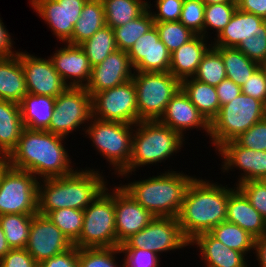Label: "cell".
I'll use <instances>...</instances> for the list:
<instances>
[{"label": "cell", "instance_id": "6da1fadb", "mask_svg": "<svg viewBox=\"0 0 266 267\" xmlns=\"http://www.w3.org/2000/svg\"><path fill=\"white\" fill-rule=\"evenodd\" d=\"M66 140L70 141L49 131L24 128L8 155L10 166L30 172L38 180L71 174L79 166H75Z\"/></svg>", "mask_w": 266, "mask_h": 267}, {"label": "cell", "instance_id": "7a4b0ae2", "mask_svg": "<svg viewBox=\"0 0 266 267\" xmlns=\"http://www.w3.org/2000/svg\"><path fill=\"white\" fill-rule=\"evenodd\" d=\"M219 181L214 182L210 176L209 179L206 176H195L190 182L177 217L182 232L189 241L226 221L228 198L237 186L231 184V187L229 183Z\"/></svg>", "mask_w": 266, "mask_h": 267}, {"label": "cell", "instance_id": "3957f363", "mask_svg": "<svg viewBox=\"0 0 266 267\" xmlns=\"http://www.w3.org/2000/svg\"><path fill=\"white\" fill-rule=\"evenodd\" d=\"M172 166L157 172V175L141 178L140 174L137 180L132 173H121L116 180L122 179L119 180V185L155 217H178L185 192L197 175H191L190 171L184 173L183 170H177V167L171 168Z\"/></svg>", "mask_w": 266, "mask_h": 267}, {"label": "cell", "instance_id": "277c9868", "mask_svg": "<svg viewBox=\"0 0 266 267\" xmlns=\"http://www.w3.org/2000/svg\"><path fill=\"white\" fill-rule=\"evenodd\" d=\"M103 171L94 166L79 167L62 177L39 180L38 213L46 215L63 208L84 210L110 184Z\"/></svg>", "mask_w": 266, "mask_h": 267}, {"label": "cell", "instance_id": "5b68a950", "mask_svg": "<svg viewBox=\"0 0 266 267\" xmlns=\"http://www.w3.org/2000/svg\"><path fill=\"white\" fill-rule=\"evenodd\" d=\"M186 143V139L159 120L140 121L135 124L132 136L129 166L122 173L136 175V172L139 173L137 170L143 171L145 166L151 168L159 164L161 166V163L163 167L166 160H174L173 156L182 153L181 149Z\"/></svg>", "mask_w": 266, "mask_h": 267}, {"label": "cell", "instance_id": "8992f818", "mask_svg": "<svg viewBox=\"0 0 266 267\" xmlns=\"http://www.w3.org/2000/svg\"><path fill=\"white\" fill-rule=\"evenodd\" d=\"M135 125L104 121L91 117L83 137L94 147L96 155L106 160L112 175L118 176L129 166L132 156V136Z\"/></svg>", "mask_w": 266, "mask_h": 267}, {"label": "cell", "instance_id": "52a82bcc", "mask_svg": "<svg viewBox=\"0 0 266 267\" xmlns=\"http://www.w3.org/2000/svg\"><path fill=\"white\" fill-rule=\"evenodd\" d=\"M265 117L266 105L241 93L232 102L222 105L210 123L209 144L216 151L221 145L235 140Z\"/></svg>", "mask_w": 266, "mask_h": 267}, {"label": "cell", "instance_id": "ba28073f", "mask_svg": "<svg viewBox=\"0 0 266 267\" xmlns=\"http://www.w3.org/2000/svg\"><path fill=\"white\" fill-rule=\"evenodd\" d=\"M83 213V229L73 245L78 248L117 247L114 184H109Z\"/></svg>", "mask_w": 266, "mask_h": 267}, {"label": "cell", "instance_id": "9c48e42d", "mask_svg": "<svg viewBox=\"0 0 266 267\" xmlns=\"http://www.w3.org/2000/svg\"><path fill=\"white\" fill-rule=\"evenodd\" d=\"M132 80L139 122L159 120L171 98L181 88V81L170 72H134Z\"/></svg>", "mask_w": 266, "mask_h": 267}, {"label": "cell", "instance_id": "30bf717a", "mask_svg": "<svg viewBox=\"0 0 266 267\" xmlns=\"http://www.w3.org/2000/svg\"><path fill=\"white\" fill-rule=\"evenodd\" d=\"M91 117L92 97L90 93L85 87H68L56 97L52 119L46 131L68 139L72 134L76 135L75 132L83 135Z\"/></svg>", "mask_w": 266, "mask_h": 267}, {"label": "cell", "instance_id": "8fae6325", "mask_svg": "<svg viewBox=\"0 0 266 267\" xmlns=\"http://www.w3.org/2000/svg\"><path fill=\"white\" fill-rule=\"evenodd\" d=\"M189 245L190 241L184 236L177 217H155L141 231L119 245V248H139L153 251L159 256L165 253L167 256L177 250H189Z\"/></svg>", "mask_w": 266, "mask_h": 267}, {"label": "cell", "instance_id": "7c38bea8", "mask_svg": "<svg viewBox=\"0 0 266 267\" xmlns=\"http://www.w3.org/2000/svg\"><path fill=\"white\" fill-rule=\"evenodd\" d=\"M38 183L32 173L9 166L0 179V215L38 213Z\"/></svg>", "mask_w": 266, "mask_h": 267}, {"label": "cell", "instance_id": "4fadbf2b", "mask_svg": "<svg viewBox=\"0 0 266 267\" xmlns=\"http://www.w3.org/2000/svg\"><path fill=\"white\" fill-rule=\"evenodd\" d=\"M92 117L135 125L139 122L136 89L129 80L92 96Z\"/></svg>", "mask_w": 266, "mask_h": 267}, {"label": "cell", "instance_id": "5bb4252c", "mask_svg": "<svg viewBox=\"0 0 266 267\" xmlns=\"http://www.w3.org/2000/svg\"><path fill=\"white\" fill-rule=\"evenodd\" d=\"M215 153L222 160L219 169L223 175L229 173L232 176L230 172L238 170L235 186L246 181L261 180L266 176V151L242 147L232 140L221 145Z\"/></svg>", "mask_w": 266, "mask_h": 267}, {"label": "cell", "instance_id": "9a60e30c", "mask_svg": "<svg viewBox=\"0 0 266 267\" xmlns=\"http://www.w3.org/2000/svg\"><path fill=\"white\" fill-rule=\"evenodd\" d=\"M87 0H29L35 14L50 28L57 42L67 43L72 38L74 25Z\"/></svg>", "mask_w": 266, "mask_h": 267}, {"label": "cell", "instance_id": "2e32d148", "mask_svg": "<svg viewBox=\"0 0 266 267\" xmlns=\"http://www.w3.org/2000/svg\"><path fill=\"white\" fill-rule=\"evenodd\" d=\"M19 58L27 93L56 98L68 88L48 56L44 58L19 49Z\"/></svg>", "mask_w": 266, "mask_h": 267}, {"label": "cell", "instance_id": "e0dca14e", "mask_svg": "<svg viewBox=\"0 0 266 267\" xmlns=\"http://www.w3.org/2000/svg\"><path fill=\"white\" fill-rule=\"evenodd\" d=\"M74 245L46 215L36 213L31 222L26 251L40 264Z\"/></svg>", "mask_w": 266, "mask_h": 267}, {"label": "cell", "instance_id": "ac0fdd59", "mask_svg": "<svg viewBox=\"0 0 266 267\" xmlns=\"http://www.w3.org/2000/svg\"><path fill=\"white\" fill-rule=\"evenodd\" d=\"M114 208L117 246L146 227L155 216L143 208L118 183L114 182Z\"/></svg>", "mask_w": 266, "mask_h": 267}, {"label": "cell", "instance_id": "d6986e66", "mask_svg": "<svg viewBox=\"0 0 266 267\" xmlns=\"http://www.w3.org/2000/svg\"><path fill=\"white\" fill-rule=\"evenodd\" d=\"M159 121L176 131L186 140L189 138V134L187 133H191L195 129L204 133L202 136L205 135L207 138L210 136V123L191 103L188 95L182 88L171 98L167 104L165 113Z\"/></svg>", "mask_w": 266, "mask_h": 267}, {"label": "cell", "instance_id": "ffe728a7", "mask_svg": "<svg viewBox=\"0 0 266 267\" xmlns=\"http://www.w3.org/2000/svg\"><path fill=\"white\" fill-rule=\"evenodd\" d=\"M134 72H169L171 53L155 25L140 36L128 52Z\"/></svg>", "mask_w": 266, "mask_h": 267}, {"label": "cell", "instance_id": "44dd1931", "mask_svg": "<svg viewBox=\"0 0 266 267\" xmlns=\"http://www.w3.org/2000/svg\"><path fill=\"white\" fill-rule=\"evenodd\" d=\"M59 46L48 56L54 69L68 87H86L91 78L92 66L85 52L79 45L60 43Z\"/></svg>", "mask_w": 266, "mask_h": 267}, {"label": "cell", "instance_id": "7402d4cb", "mask_svg": "<svg viewBox=\"0 0 266 267\" xmlns=\"http://www.w3.org/2000/svg\"><path fill=\"white\" fill-rule=\"evenodd\" d=\"M134 67L128 52L117 49L103 62L92 67L91 78L85 87L91 97L100 91L111 89L133 78Z\"/></svg>", "mask_w": 266, "mask_h": 267}, {"label": "cell", "instance_id": "603a6c76", "mask_svg": "<svg viewBox=\"0 0 266 267\" xmlns=\"http://www.w3.org/2000/svg\"><path fill=\"white\" fill-rule=\"evenodd\" d=\"M189 248H196L199 252L196 255L200 262L204 261V267H251L252 261L243 253L228 248L209 232L195 236Z\"/></svg>", "mask_w": 266, "mask_h": 267}, {"label": "cell", "instance_id": "cb8c5ba5", "mask_svg": "<svg viewBox=\"0 0 266 267\" xmlns=\"http://www.w3.org/2000/svg\"><path fill=\"white\" fill-rule=\"evenodd\" d=\"M226 221L238 225L254 238L266 234V220L250 204L247 197L238 187L229 195Z\"/></svg>", "mask_w": 266, "mask_h": 267}, {"label": "cell", "instance_id": "d4e9b609", "mask_svg": "<svg viewBox=\"0 0 266 267\" xmlns=\"http://www.w3.org/2000/svg\"><path fill=\"white\" fill-rule=\"evenodd\" d=\"M212 46V41L202 35H195L179 49L171 53V63L169 72L180 81L193 77L199 67V64Z\"/></svg>", "mask_w": 266, "mask_h": 267}, {"label": "cell", "instance_id": "484cf974", "mask_svg": "<svg viewBox=\"0 0 266 267\" xmlns=\"http://www.w3.org/2000/svg\"><path fill=\"white\" fill-rule=\"evenodd\" d=\"M264 21L265 19L262 17L243 12L237 8L229 23L220 34L212 40V46L237 48L243 40L261 31V24Z\"/></svg>", "mask_w": 266, "mask_h": 267}, {"label": "cell", "instance_id": "4316f807", "mask_svg": "<svg viewBox=\"0 0 266 267\" xmlns=\"http://www.w3.org/2000/svg\"><path fill=\"white\" fill-rule=\"evenodd\" d=\"M27 94L25 76L18 54L0 57V100L20 103Z\"/></svg>", "mask_w": 266, "mask_h": 267}, {"label": "cell", "instance_id": "83f0119b", "mask_svg": "<svg viewBox=\"0 0 266 267\" xmlns=\"http://www.w3.org/2000/svg\"><path fill=\"white\" fill-rule=\"evenodd\" d=\"M55 101V97L27 93L19 103L24 128L46 131L52 119Z\"/></svg>", "mask_w": 266, "mask_h": 267}, {"label": "cell", "instance_id": "f1b7e54d", "mask_svg": "<svg viewBox=\"0 0 266 267\" xmlns=\"http://www.w3.org/2000/svg\"><path fill=\"white\" fill-rule=\"evenodd\" d=\"M23 129L20 105L0 100V154L11 153L17 146Z\"/></svg>", "mask_w": 266, "mask_h": 267}, {"label": "cell", "instance_id": "f546056e", "mask_svg": "<svg viewBox=\"0 0 266 267\" xmlns=\"http://www.w3.org/2000/svg\"><path fill=\"white\" fill-rule=\"evenodd\" d=\"M181 88L188 95L191 103L211 123L221 108L216 88L193 77L183 79Z\"/></svg>", "mask_w": 266, "mask_h": 267}, {"label": "cell", "instance_id": "4dcf8cb0", "mask_svg": "<svg viewBox=\"0 0 266 267\" xmlns=\"http://www.w3.org/2000/svg\"><path fill=\"white\" fill-rule=\"evenodd\" d=\"M105 25V12L102 0H87L82 8L79 19L74 25L72 38L67 43L80 45Z\"/></svg>", "mask_w": 266, "mask_h": 267}, {"label": "cell", "instance_id": "1f68e13d", "mask_svg": "<svg viewBox=\"0 0 266 267\" xmlns=\"http://www.w3.org/2000/svg\"><path fill=\"white\" fill-rule=\"evenodd\" d=\"M224 62L227 79L239 86H243L253 73L259 68V64L246 57L235 47H214Z\"/></svg>", "mask_w": 266, "mask_h": 267}, {"label": "cell", "instance_id": "d6a6232c", "mask_svg": "<svg viewBox=\"0 0 266 267\" xmlns=\"http://www.w3.org/2000/svg\"><path fill=\"white\" fill-rule=\"evenodd\" d=\"M106 25L112 29L125 25L147 10L148 0H102Z\"/></svg>", "mask_w": 266, "mask_h": 267}, {"label": "cell", "instance_id": "836d02e7", "mask_svg": "<svg viewBox=\"0 0 266 267\" xmlns=\"http://www.w3.org/2000/svg\"><path fill=\"white\" fill-rule=\"evenodd\" d=\"M209 233L228 248L243 253L248 259L252 258L255 238L238 225L221 222Z\"/></svg>", "mask_w": 266, "mask_h": 267}, {"label": "cell", "instance_id": "e575fe53", "mask_svg": "<svg viewBox=\"0 0 266 267\" xmlns=\"http://www.w3.org/2000/svg\"><path fill=\"white\" fill-rule=\"evenodd\" d=\"M35 214H4L0 215V225L11 249L26 248Z\"/></svg>", "mask_w": 266, "mask_h": 267}, {"label": "cell", "instance_id": "d590c367", "mask_svg": "<svg viewBox=\"0 0 266 267\" xmlns=\"http://www.w3.org/2000/svg\"><path fill=\"white\" fill-rule=\"evenodd\" d=\"M79 46L85 52L90 65H98L117 50L114 30L105 25Z\"/></svg>", "mask_w": 266, "mask_h": 267}, {"label": "cell", "instance_id": "8d00e7d4", "mask_svg": "<svg viewBox=\"0 0 266 267\" xmlns=\"http://www.w3.org/2000/svg\"><path fill=\"white\" fill-rule=\"evenodd\" d=\"M154 25L152 15L147 9L136 19L114 28L117 49L129 52L137 39L147 33Z\"/></svg>", "mask_w": 266, "mask_h": 267}, {"label": "cell", "instance_id": "74e56055", "mask_svg": "<svg viewBox=\"0 0 266 267\" xmlns=\"http://www.w3.org/2000/svg\"><path fill=\"white\" fill-rule=\"evenodd\" d=\"M236 9L237 2H222L205 5L204 37L211 41L214 40L229 23ZM212 34L213 36H211Z\"/></svg>", "mask_w": 266, "mask_h": 267}, {"label": "cell", "instance_id": "f35d334b", "mask_svg": "<svg viewBox=\"0 0 266 267\" xmlns=\"http://www.w3.org/2000/svg\"><path fill=\"white\" fill-rule=\"evenodd\" d=\"M193 78L214 87L227 78L221 54L213 46L204 54Z\"/></svg>", "mask_w": 266, "mask_h": 267}, {"label": "cell", "instance_id": "ab89813d", "mask_svg": "<svg viewBox=\"0 0 266 267\" xmlns=\"http://www.w3.org/2000/svg\"><path fill=\"white\" fill-rule=\"evenodd\" d=\"M120 254L119 246L110 248H78V267H123Z\"/></svg>", "mask_w": 266, "mask_h": 267}, {"label": "cell", "instance_id": "60d3db41", "mask_svg": "<svg viewBox=\"0 0 266 267\" xmlns=\"http://www.w3.org/2000/svg\"><path fill=\"white\" fill-rule=\"evenodd\" d=\"M46 216L72 243L80 237L83 229V210L63 208L50 211Z\"/></svg>", "mask_w": 266, "mask_h": 267}, {"label": "cell", "instance_id": "b9f144b4", "mask_svg": "<svg viewBox=\"0 0 266 267\" xmlns=\"http://www.w3.org/2000/svg\"><path fill=\"white\" fill-rule=\"evenodd\" d=\"M155 27L159 32L160 40L170 53L179 49L196 35L179 21L155 22Z\"/></svg>", "mask_w": 266, "mask_h": 267}, {"label": "cell", "instance_id": "7bdbcfd3", "mask_svg": "<svg viewBox=\"0 0 266 267\" xmlns=\"http://www.w3.org/2000/svg\"><path fill=\"white\" fill-rule=\"evenodd\" d=\"M205 4L202 0H184L179 22L204 37Z\"/></svg>", "mask_w": 266, "mask_h": 267}, {"label": "cell", "instance_id": "ee69618b", "mask_svg": "<svg viewBox=\"0 0 266 267\" xmlns=\"http://www.w3.org/2000/svg\"><path fill=\"white\" fill-rule=\"evenodd\" d=\"M153 2L148 0L147 9L154 22L179 21L184 0H154Z\"/></svg>", "mask_w": 266, "mask_h": 267}, {"label": "cell", "instance_id": "f6af8a7d", "mask_svg": "<svg viewBox=\"0 0 266 267\" xmlns=\"http://www.w3.org/2000/svg\"><path fill=\"white\" fill-rule=\"evenodd\" d=\"M123 267H160L161 257L155 252L139 248H119Z\"/></svg>", "mask_w": 266, "mask_h": 267}, {"label": "cell", "instance_id": "bcb514c9", "mask_svg": "<svg viewBox=\"0 0 266 267\" xmlns=\"http://www.w3.org/2000/svg\"><path fill=\"white\" fill-rule=\"evenodd\" d=\"M237 48L258 64L266 59V20L261 24V31L243 40Z\"/></svg>", "mask_w": 266, "mask_h": 267}, {"label": "cell", "instance_id": "7dc6e473", "mask_svg": "<svg viewBox=\"0 0 266 267\" xmlns=\"http://www.w3.org/2000/svg\"><path fill=\"white\" fill-rule=\"evenodd\" d=\"M239 146L255 151H266V117L234 140Z\"/></svg>", "mask_w": 266, "mask_h": 267}, {"label": "cell", "instance_id": "c3c4849f", "mask_svg": "<svg viewBox=\"0 0 266 267\" xmlns=\"http://www.w3.org/2000/svg\"><path fill=\"white\" fill-rule=\"evenodd\" d=\"M237 187L247 197L250 204L266 220V186L261 180H251L240 183Z\"/></svg>", "mask_w": 266, "mask_h": 267}, {"label": "cell", "instance_id": "681fc988", "mask_svg": "<svg viewBox=\"0 0 266 267\" xmlns=\"http://www.w3.org/2000/svg\"><path fill=\"white\" fill-rule=\"evenodd\" d=\"M242 93L262 101L266 105V76L258 68L241 87Z\"/></svg>", "mask_w": 266, "mask_h": 267}, {"label": "cell", "instance_id": "f907efd6", "mask_svg": "<svg viewBox=\"0 0 266 267\" xmlns=\"http://www.w3.org/2000/svg\"><path fill=\"white\" fill-rule=\"evenodd\" d=\"M0 267H38V263L25 248L11 249L0 259Z\"/></svg>", "mask_w": 266, "mask_h": 267}, {"label": "cell", "instance_id": "816d5d0a", "mask_svg": "<svg viewBox=\"0 0 266 267\" xmlns=\"http://www.w3.org/2000/svg\"><path fill=\"white\" fill-rule=\"evenodd\" d=\"M38 267H78V247L73 246L61 254L48 258L38 264Z\"/></svg>", "mask_w": 266, "mask_h": 267}, {"label": "cell", "instance_id": "f5cc1de1", "mask_svg": "<svg viewBox=\"0 0 266 267\" xmlns=\"http://www.w3.org/2000/svg\"><path fill=\"white\" fill-rule=\"evenodd\" d=\"M215 88L220 101V106L232 102V100L237 98L242 93L241 86L237 85L232 80H229L227 78L224 79Z\"/></svg>", "mask_w": 266, "mask_h": 267}, {"label": "cell", "instance_id": "db71d44e", "mask_svg": "<svg viewBox=\"0 0 266 267\" xmlns=\"http://www.w3.org/2000/svg\"><path fill=\"white\" fill-rule=\"evenodd\" d=\"M0 16V57H11L18 54L19 49H15L14 36L8 31ZM13 36V37H12Z\"/></svg>", "mask_w": 266, "mask_h": 267}, {"label": "cell", "instance_id": "11a10c76", "mask_svg": "<svg viewBox=\"0 0 266 267\" xmlns=\"http://www.w3.org/2000/svg\"><path fill=\"white\" fill-rule=\"evenodd\" d=\"M237 8L266 20V0H236Z\"/></svg>", "mask_w": 266, "mask_h": 267}, {"label": "cell", "instance_id": "9f6ffc18", "mask_svg": "<svg viewBox=\"0 0 266 267\" xmlns=\"http://www.w3.org/2000/svg\"><path fill=\"white\" fill-rule=\"evenodd\" d=\"M253 261L257 263L259 267H266V234L261 237L255 238ZM257 266V267H258Z\"/></svg>", "mask_w": 266, "mask_h": 267}, {"label": "cell", "instance_id": "6f0895ef", "mask_svg": "<svg viewBox=\"0 0 266 267\" xmlns=\"http://www.w3.org/2000/svg\"><path fill=\"white\" fill-rule=\"evenodd\" d=\"M11 250V248L9 247L5 234L2 230V227L0 225V259Z\"/></svg>", "mask_w": 266, "mask_h": 267}, {"label": "cell", "instance_id": "680465c9", "mask_svg": "<svg viewBox=\"0 0 266 267\" xmlns=\"http://www.w3.org/2000/svg\"><path fill=\"white\" fill-rule=\"evenodd\" d=\"M9 166L10 162L8 155L0 154V179Z\"/></svg>", "mask_w": 266, "mask_h": 267}, {"label": "cell", "instance_id": "91938a15", "mask_svg": "<svg viewBox=\"0 0 266 267\" xmlns=\"http://www.w3.org/2000/svg\"><path fill=\"white\" fill-rule=\"evenodd\" d=\"M205 5L208 4H217L222 2H236V0H202Z\"/></svg>", "mask_w": 266, "mask_h": 267}, {"label": "cell", "instance_id": "94428289", "mask_svg": "<svg viewBox=\"0 0 266 267\" xmlns=\"http://www.w3.org/2000/svg\"><path fill=\"white\" fill-rule=\"evenodd\" d=\"M259 68L263 71L264 75L266 76V59H264L260 64Z\"/></svg>", "mask_w": 266, "mask_h": 267}, {"label": "cell", "instance_id": "6125c7cd", "mask_svg": "<svg viewBox=\"0 0 266 267\" xmlns=\"http://www.w3.org/2000/svg\"><path fill=\"white\" fill-rule=\"evenodd\" d=\"M261 181L263 182V184L266 186V176H264Z\"/></svg>", "mask_w": 266, "mask_h": 267}]
</instances>
